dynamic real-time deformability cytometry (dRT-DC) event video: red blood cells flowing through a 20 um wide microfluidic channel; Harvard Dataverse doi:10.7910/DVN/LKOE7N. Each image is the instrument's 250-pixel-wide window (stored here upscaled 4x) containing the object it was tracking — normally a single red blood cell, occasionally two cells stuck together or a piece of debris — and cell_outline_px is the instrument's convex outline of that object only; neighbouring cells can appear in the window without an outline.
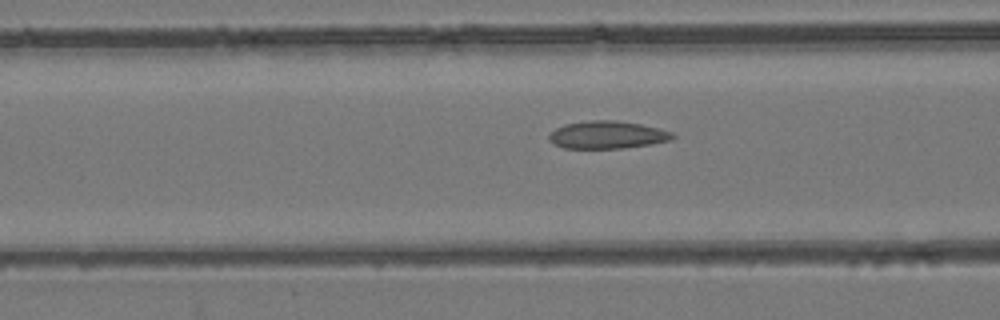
{"species": "common noctule bat (a hibernating species)", "species_latin": "Nyctalus noctula", "temperature_condition": "room temperature", "stored_images_in_passage": 54, "camera_frame_rate_fps": 3000, "um_per_image_px": 0.085, "animal": {"sex": "female", "body_mass_g": 24.6, "forearm_length_mm": 56.2}, "frame": {"image": 1, "passage_image": 22, "time_ms": 7.0, "image_size_px": [1000, 320], "cell_outline_px": [[676, 136], [668, 140], [652, 144], [624, 148], [564, 148], [548, 140], [548, 136], [556, 128], [564, 124], [592, 120], [616, 120], [640, 124], [660, 128], [672, 132]], "centroid_in_image_um": [51.63, 11.46], "position_along_channel_um": 115.0, "area_um2": 19.83}}
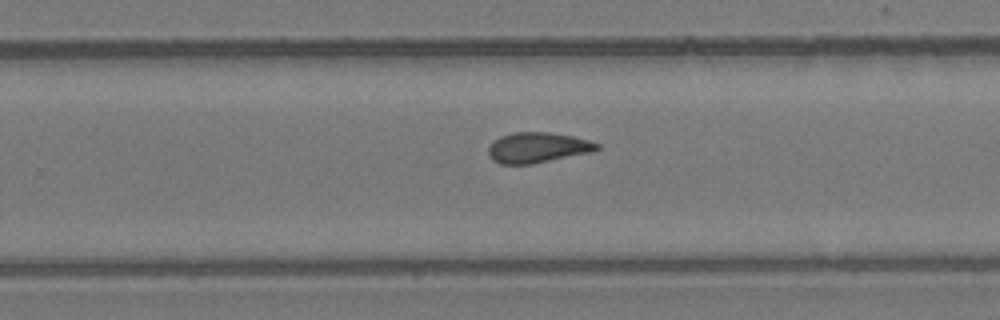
{"frame": {"image": 2, "passage_image": 35, "time_ms": 11.333, "image_size_px": [1000, 320], "cell_outline_px": [[600, 148], [592, 152], [532, 164], [500, 164], [492, 160], [488, 152], [488, 148], [500, 136], [512, 132], [548, 132], [572, 136], [588, 140], [600, 144]], "centroid_in_image_um": [45.7, 12.55], "position_along_channel_um": 284.1, "area_um2": 19.19}}
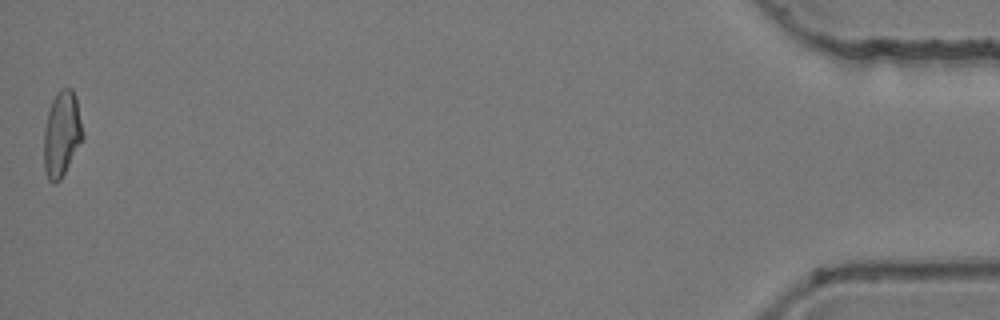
{"frame": {"image": 3, "passage_image": 54, "time_ms": 17.667, "image_size_px": [1000, 320], "cell_outline_px": [[84, 136], [60, 180], [52, 184], [48, 180], [44, 168], [44, 128], [48, 112], [52, 100], [60, 88], [72, 88], [76, 96]], "centroid_in_image_um": [5.24, 11.37], "position_along_channel_um": 430.0, "area_um2": 19.25}, "authors_computed_cell_mechanics": {"area_um2": 19.4786, "velocity_mm_per_s": 3.9181, "shape_relaxation_time_tau1_ms": null, "shape_relaxation_time_tau2_ms": 2.6378, "deformation_change_tau1": null, "deformation_change_tau2": 0.0967}}